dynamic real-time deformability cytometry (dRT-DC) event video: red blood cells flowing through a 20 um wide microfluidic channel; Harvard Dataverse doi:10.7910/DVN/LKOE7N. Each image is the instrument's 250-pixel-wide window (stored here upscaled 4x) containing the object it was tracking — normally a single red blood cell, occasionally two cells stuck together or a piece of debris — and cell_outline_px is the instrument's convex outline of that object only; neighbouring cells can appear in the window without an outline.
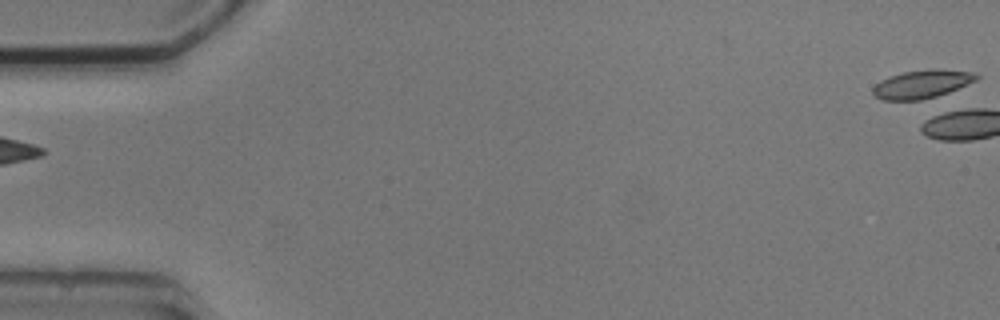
{"species": "common noctule bat (a hibernating species)", "species_latin": "Nyctalus noctula", "temperature_condition": "cold", "stored_images_in_passage": 5, "segment_of_instrument_passage": [2, 2], "camera_frame_rate_fps": 3000, "um_per_image_px": 0.085, "animal": {"sex": "male", "body_mass_g": 20.5, "forearm_length_mm": 52.5}, "frame": {"image": 1, "passage_image": 5, "time_ms": 4.667, "image_size_px": [1000, 320], "cell_outline_px": [[980, 76], [976, 80], [968, 84], [948, 92], [936, 96], [920, 100], [884, 100], [876, 96], [872, 92], [872, 88], [880, 80], [888, 76], [904, 72], [940, 68], [976, 72]], "centroid_in_image_um": [78.39, 7.13], "position_along_channel_um": 6.6, "area_um2": 17.11}}